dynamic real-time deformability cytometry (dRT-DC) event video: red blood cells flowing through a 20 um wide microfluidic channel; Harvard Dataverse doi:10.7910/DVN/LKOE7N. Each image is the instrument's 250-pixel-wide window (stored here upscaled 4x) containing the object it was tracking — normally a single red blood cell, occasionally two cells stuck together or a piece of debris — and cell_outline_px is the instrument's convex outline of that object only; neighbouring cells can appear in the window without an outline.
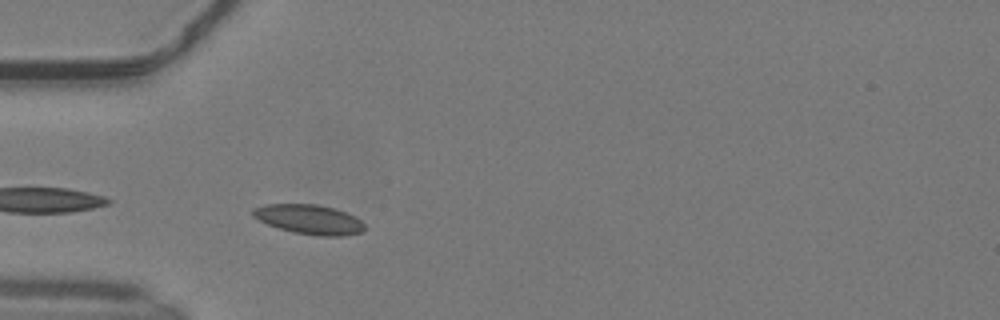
{"species": "common noctule bat (a hibernating species)", "species_latin": "Nyctalus noctula", "temperature_condition": "warm", "stored_images_in_passage": 26, "camera_frame_rate_fps": 3000, "um_per_image_px": 0.085, "animal": {"sex": "male", "body_mass_g": 19.2, "forearm_length_mm": 51.8}, "frame": {"image": 1, "passage_image": 2, "time_ms": 0.333, "image_size_px": [1000, 320], "cell_outline_px": [[364, 232], [344, 236], [320, 236], [292, 232], [268, 224], [252, 216], [252, 208], [264, 204], [316, 204], [332, 208], [344, 212], [360, 220], [364, 224]], "centroid_in_image_um": [26.26, 18.65], "position_along_channel_um": 58.7, "area_um2": 19.13}}
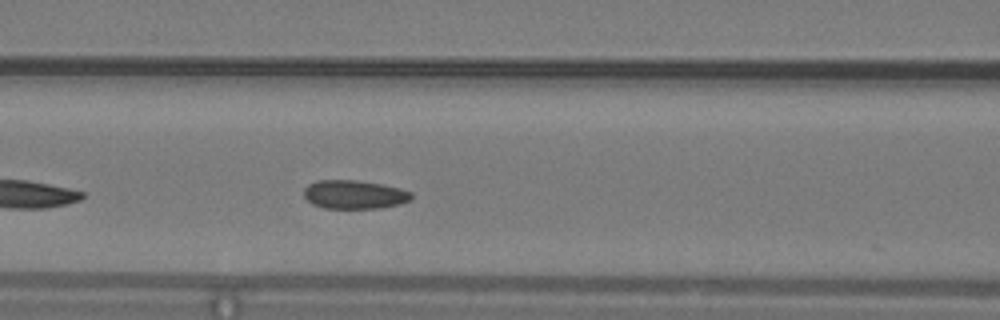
{"frame": {"image": 2, "passage_image": 8, "time_ms": 2.333, "image_size_px": [1000, 320], "cell_outline_px": [[412, 200], [400, 204], [380, 208], [324, 208], [312, 204], [304, 196], [304, 188], [308, 184], [316, 180], [356, 180], [380, 184], [412, 192]], "centroid_in_image_um": [30.1, 16.54], "position_along_channel_um": 136.5, "area_um2": 17.92}}
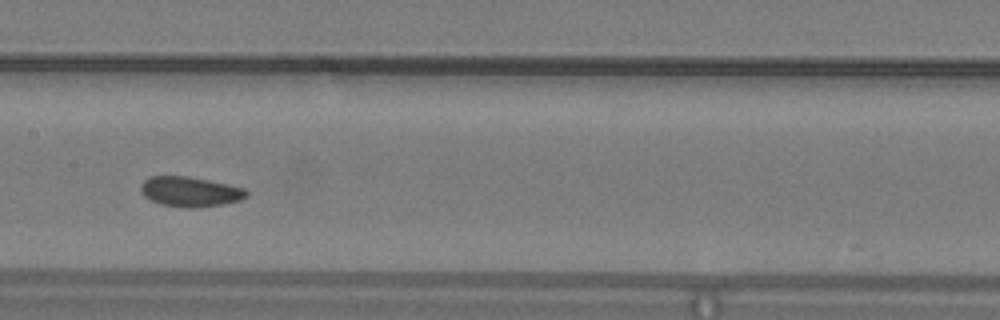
{"frame": {"image": 3, "passage_image": 12, "time_ms": 3.667, "image_size_px": [1000, 320], "cell_outline_px": [[248, 196], [240, 200], [224, 204], [192, 208], [188, 208], [164, 204], [152, 200], [144, 196], [140, 192], [140, 184], [148, 176], [188, 176], [208, 180], [244, 188], [248, 192]], "centroid_in_image_um": [16.15, 16.28], "position_along_channel_um": 191.3, "area_um2": 18.38}, "authors_computed_cell_mechanics": {"area_um2": 18.5249, "velocity_mm_per_s": 4.1131, "shape_relaxation_time_tau1_ms": 2.9414, "shape_relaxation_time_tau2_ms": 2.836, "deformation_change_tau1": 0.0459, "deformation_change_tau2": 0.0607}}